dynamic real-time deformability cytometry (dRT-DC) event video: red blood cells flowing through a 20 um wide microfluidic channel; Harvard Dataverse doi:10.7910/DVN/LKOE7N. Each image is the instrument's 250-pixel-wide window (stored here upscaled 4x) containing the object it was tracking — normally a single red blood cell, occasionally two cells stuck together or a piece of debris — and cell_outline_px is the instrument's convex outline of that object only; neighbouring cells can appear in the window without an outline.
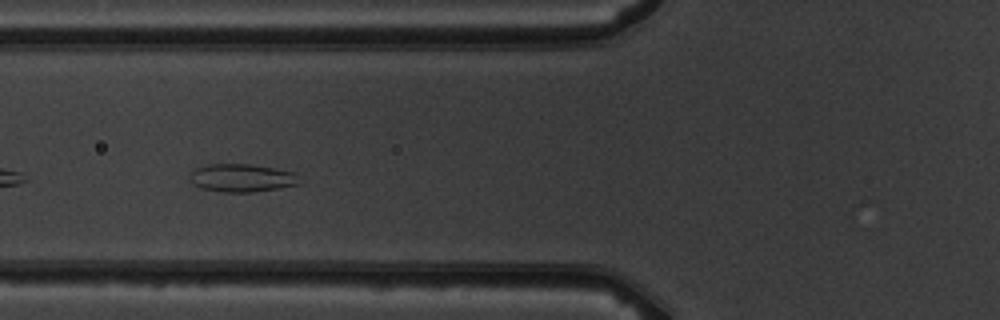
{"species": "common noctule bat (a hibernating species)", "species_latin": "Nyctalus noctula", "temperature_condition": "warm", "stored_images_in_passage": 7, "camera_frame_rate_fps": 3000, "um_per_image_px": 0.085, "animal": {"sex": "male", "body_mass_g": 19.5, "forearm_length_mm": 54.6}, "frame": {"image": 1, "passage_image": 4, "time_ms": 3.333, "image_size_px": [1000, 320], "cell_outline_px": [[300, 184], [280, 188], [252, 192], [220, 192], [200, 188], [192, 184], [188, 176], [196, 168], [208, 164], [248, 164], [296, 172]], "centroid_in_image_um": [20.53, 15.13], "position_along_channel_um": 105.3, "area_um2": 17.98}}
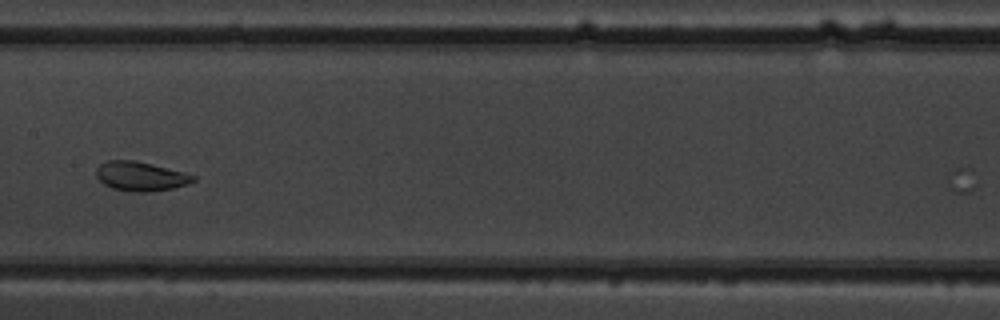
{"frame": {"image": 2, "passage_image": 6, "time_ms": 5.667, "image_size_px": [1000, 320], "cell_outline_px": [[196, 180], [188, 184], [172, 188], [148, 192], [136, 192], [112, 188], [104, 184], [96, 176], [96, 168], [100, 164], [108, 160], [136, 160], [184, 172], [196, 176]], "centroid_in_image_um": [11.95, 14.98], "position_along_channel_um": 195.4, "area_um2": 16.53}}
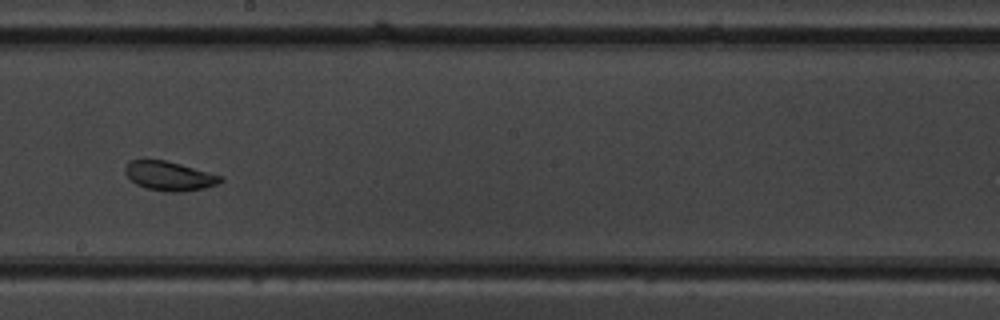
{"frame": {"image": 3, "passage_image": 7, "time_ms": 6.667, "image_size_px": [1000, 320], "cell_outline_px": [[224, 180], [216, 184], [204, 188], [180, 192], [168, 192], [148, 188], [136, 184], [124, 172], [124, 168], [128, 160], [164, 160], [180, 164], [224, 176]], "centroid_in_image_um": [14.4, 14.95], "position_along_channel_um": 233.8, "area_um2": 16.13}}